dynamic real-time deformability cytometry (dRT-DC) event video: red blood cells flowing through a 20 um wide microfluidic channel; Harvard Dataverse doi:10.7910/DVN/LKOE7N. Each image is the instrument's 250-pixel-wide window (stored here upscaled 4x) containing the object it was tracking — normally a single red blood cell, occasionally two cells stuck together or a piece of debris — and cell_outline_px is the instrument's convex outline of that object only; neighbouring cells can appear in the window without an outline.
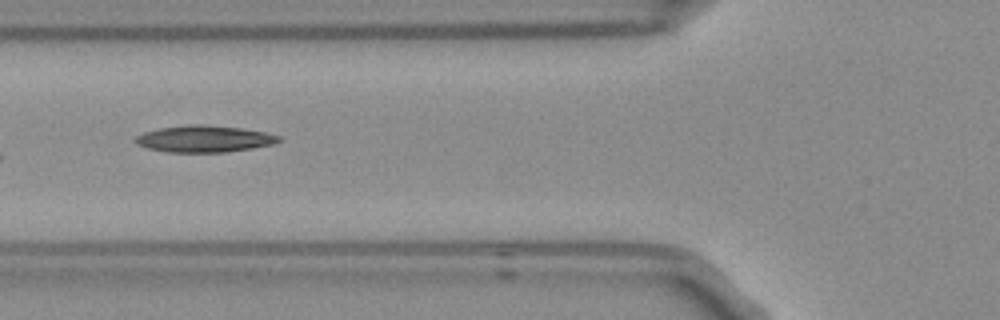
{"species": "Egyptian fruit bat (a non-hibernating species)", "species_latin": "Rousettus aegyptiacus", "temperature_condition": "room temperature", "stored_images_in_passage": 7, "camera_frame_rate_fps": 3000, "um_per_image_px": 0.085, "frame": {"image": 1, "passage_image": 5, "time_ms": 1.333, "image_size_px": [1000, 320], "cell_outline_px": [[280, 140], [272, 144], [252, 148], [224, 152], [168, 152], [148, 148], [136, 144], [132, 140], [136, 136], [144, 132], [160, 128], [188, 124], [204, 124], [244, 128], [264, 132], [280, 136]], "centroid_in_image_um": [17.32, 11.79], "position_along_channel_um": 108.5, "area_um2": 22.31}}